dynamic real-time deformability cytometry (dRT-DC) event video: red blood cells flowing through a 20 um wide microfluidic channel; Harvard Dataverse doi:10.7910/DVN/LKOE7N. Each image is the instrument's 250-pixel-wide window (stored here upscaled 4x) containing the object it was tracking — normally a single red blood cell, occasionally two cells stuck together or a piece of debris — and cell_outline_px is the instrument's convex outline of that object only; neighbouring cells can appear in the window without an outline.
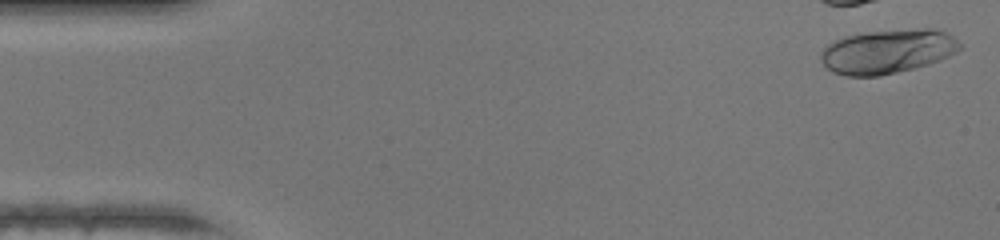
{"species": "human", "species_latin": "Homo sapiens", "temperature_condition": "warm", "stored_images_in_passage": 6, "camera_frame_rate_fps": 3000, "um_per_image_px": 0.085, "donor": {"sex": "female"}, "frame": {"image": 1, "passage_image": 1, "time_ms": 0.0, "image_size_px": [1000, 240], "cell_outline_px": [[964, 44], [956, 52], [940, 60], [916, 68], [880, 76], [844, 76], [832, 72], [820, 60], [820, 52], [828, 44], [836, 40], [848, 36], [868, 32], [924, 28], [936, 28], [952, 36]], "centroid_in_image_um": [75.46, 4.38], "position_along_channel_um": 9.5, "area_um2": 35.84}}